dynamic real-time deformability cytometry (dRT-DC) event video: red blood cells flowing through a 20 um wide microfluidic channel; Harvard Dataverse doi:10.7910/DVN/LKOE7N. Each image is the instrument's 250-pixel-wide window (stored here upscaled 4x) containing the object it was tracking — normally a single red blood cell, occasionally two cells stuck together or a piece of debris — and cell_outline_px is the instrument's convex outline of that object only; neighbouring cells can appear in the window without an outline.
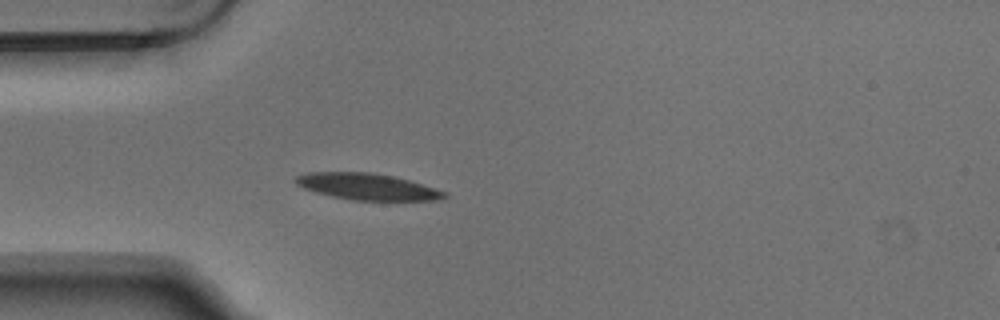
{"species": "Egyptian fruit bat (a non-hibernating species)", "species_latin": "Rousettus aegyptiacus", "temperature_condition": "warm", "stored_images_in_passage": 4, "camera_frame_rate_fps": 3000, "um_per_image_px": 0.085, "animal": {"sex": "male"}, "frame": {"image": 1, "passage_image": 4, "time_ms": 1.0, "image_size_px": [1000, 320], "cell_outline_px": [[448, 196], [440, 200], [352, 200], [332, 196], [316, 192], [304, 188], [296, 184], [292, 180], [296, 176], [308, 172], [372, 172], [392, 176], [408, 180], [448, 192]], "centroid_in_image_um": [31.21, 15.86], "position_along_channel_um": 53.8, "area_um2": 22.89}}